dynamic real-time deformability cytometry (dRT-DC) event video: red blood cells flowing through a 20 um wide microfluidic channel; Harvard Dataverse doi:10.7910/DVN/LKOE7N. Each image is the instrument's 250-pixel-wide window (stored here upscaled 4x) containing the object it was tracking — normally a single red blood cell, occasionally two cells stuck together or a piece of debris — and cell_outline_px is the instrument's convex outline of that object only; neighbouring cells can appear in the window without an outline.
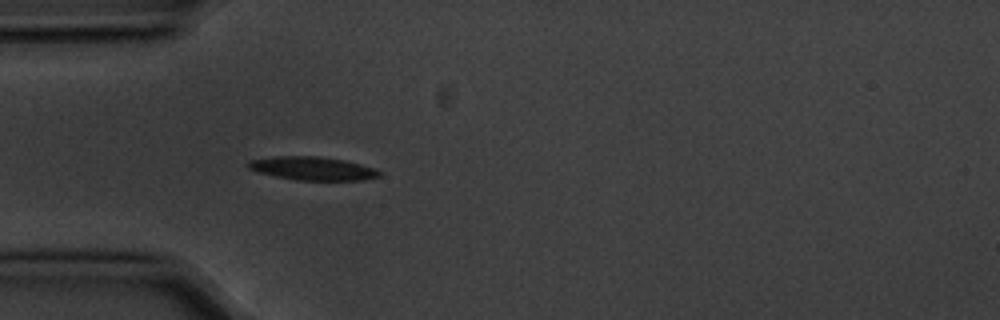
{"species": "common noctule bat (a hibernating species)", "species_latin": "Nyctalus noctula", "temperature_condition": "cold", "stored_images_in_passage": 4, "camera_frame_rate_fps": 3000, "um_per_image_px": 0.085, "animal": {"sex": "male", "body_mass_g": 20.1, "forearm_length_mm": 53.5}, "frame": {"image": 1, "passage_image": 4, "time_ms": 1.0, "image_size_px": [1000, 320], "cell_outline_px": [[380, 176], [364, 180], [296, 180], [276, 176], [260, 172], [248, 168], [244, 164], [248, 160], [276, 156], [320, 156], [344, 160], [376, 168], [380, 172]], "centroid_in_image_um": [26.55, 14.31], "position_along_channel_um": 58.4, "area_um2": 17.92}}